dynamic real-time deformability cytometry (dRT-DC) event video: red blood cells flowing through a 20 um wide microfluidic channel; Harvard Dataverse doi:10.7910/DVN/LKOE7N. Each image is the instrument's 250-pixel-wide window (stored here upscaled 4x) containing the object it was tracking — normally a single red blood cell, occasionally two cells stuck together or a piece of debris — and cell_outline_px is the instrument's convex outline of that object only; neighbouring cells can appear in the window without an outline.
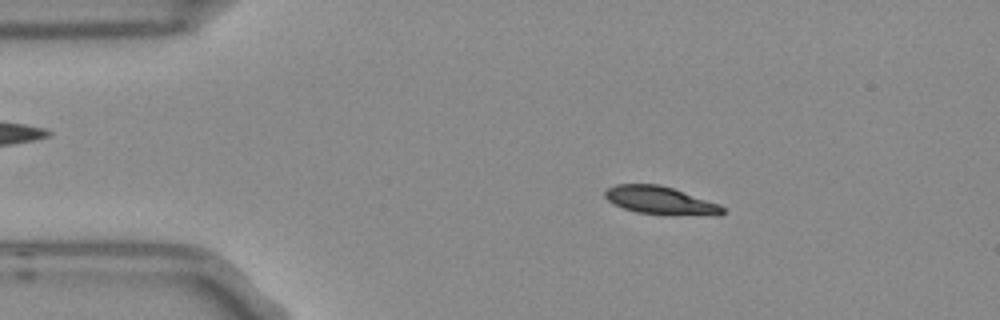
{"species": "Egyptian fruit bat (a non-hibernating species)", "species_latin": "Rousettus aegyptiacus", "temperature_condition": "room temperature", "stored_images_in_passage": 6, "camera_frame_rate_fps": 3000, "um_per_image_px": 0.085, "frame": {"image": 1, "passage_image": 2, "time_ms": 0.333, "image_size_px": [1000, 320], "cell_outline_px": [[724, 212], [720, 216], [716, 216], [636, 212], [624, 208], [608, 200], [604, 196], [604, 192], [608, 188], [616, 184], [660, 184], [720, 204], [724, 208]], "centroid_in_image_um": [56.16, 17.03], "position_along_channel_um": 28.8, "area_um2": 18.84}}
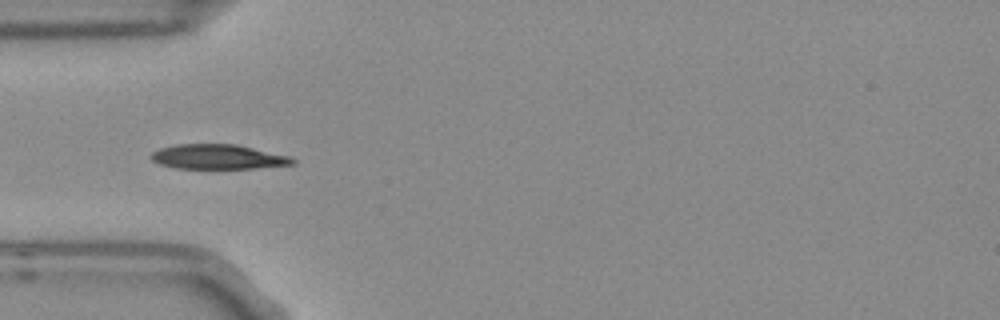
{"frame": {"image": 2, "passage_image": 4, "time_ms": 1.0, "image_size_px": [1000, 320], "cell_outline_px": [[296, 164], [256, 168], [176, 168], [160, 164], [152, 160], [148, 156], [152, 152], [160, 148], [176, 144], [236, 144], [288, 156], [296, 160]], "centroid_in_image_um": [18.5, 13.33], "position_along_channel_um": 66.5, "area_um2": 20.29}}
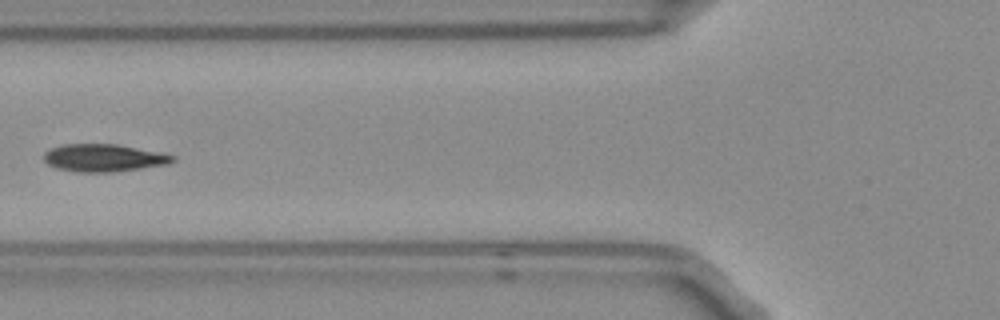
{"frame": {"image": 3, "passage_image": 5, "time_ms": 1.333, "image_size_px": [1000, 320], "cell_outline_px": [[176, 160], [168, 164], [112, 172], [76, 172], [56, 168], [48, 164], [44, 160], [44, 152], [52, 148], [64, 144], [116, 144], [176, 156]], "centroid_in_image_um": [8.79, 13.42], "position_along_channel_um": 117.0, "area_um2": 20.46}}